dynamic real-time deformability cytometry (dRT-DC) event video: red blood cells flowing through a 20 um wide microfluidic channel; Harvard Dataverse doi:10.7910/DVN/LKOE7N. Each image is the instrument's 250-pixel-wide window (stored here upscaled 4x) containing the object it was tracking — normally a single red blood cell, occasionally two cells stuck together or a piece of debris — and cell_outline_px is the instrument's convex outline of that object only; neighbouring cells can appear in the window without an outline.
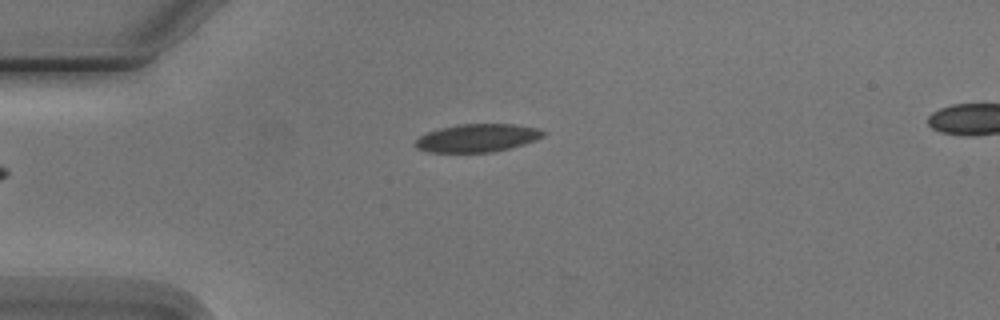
{"species": "Egyptian fruit bat (a non-hibernating species)", "species_latin": "Rousettus aegyptiacus", "temperature_condition": "cold", "stored_images_in_passage": 3, "camera_frame_rate_fps": 3000, "um_per_image_px": 0.085, "animal": {"sex": "male"}, "frame": {"image": 1, "passage_image": 1, "time_ms": 0.0, "image_size_px": [1000, 320], "cell_outline_px": [[548, 132], [544, 136], [536, 140], [524, 144], [492, 152], [428, 152], [416, 148], [416, 140], [420, 136], [428, 132], [440, 128], [456, 124], [516, 124], [540, 128]], "centroid_in_image_um": [40.62, 11.71], "position_along_channel_um": 44.4, "area_um2": 20.98}}
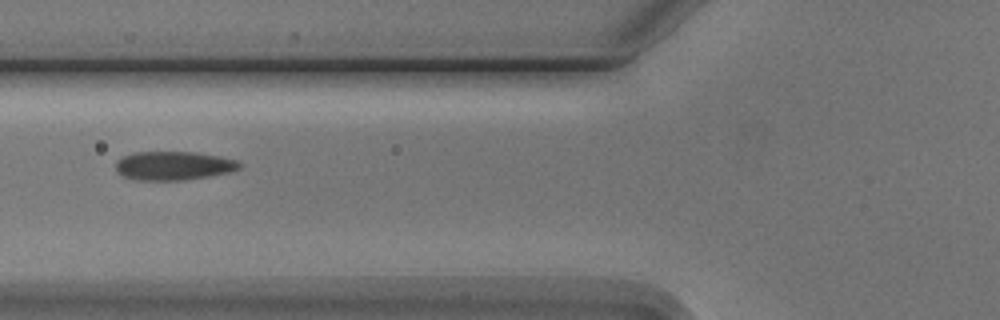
{"frame": {"image": 2, "passage_image": 3, "time_ms": 2.333, "image_size_px": [1000, 320], "cell_outline_px": [[244, 164], [240, 168], [228, 172], [208, 176], [180, 180], [140, 180], [124, 176], [116, 168], [116, 160], [132, 152], [196, 152], [220, 156], [236, 160]], "centroid_in_image_um": [14.78, 14.07], "position_along_channel_um": 111.0, "area_um2": 20.58}}